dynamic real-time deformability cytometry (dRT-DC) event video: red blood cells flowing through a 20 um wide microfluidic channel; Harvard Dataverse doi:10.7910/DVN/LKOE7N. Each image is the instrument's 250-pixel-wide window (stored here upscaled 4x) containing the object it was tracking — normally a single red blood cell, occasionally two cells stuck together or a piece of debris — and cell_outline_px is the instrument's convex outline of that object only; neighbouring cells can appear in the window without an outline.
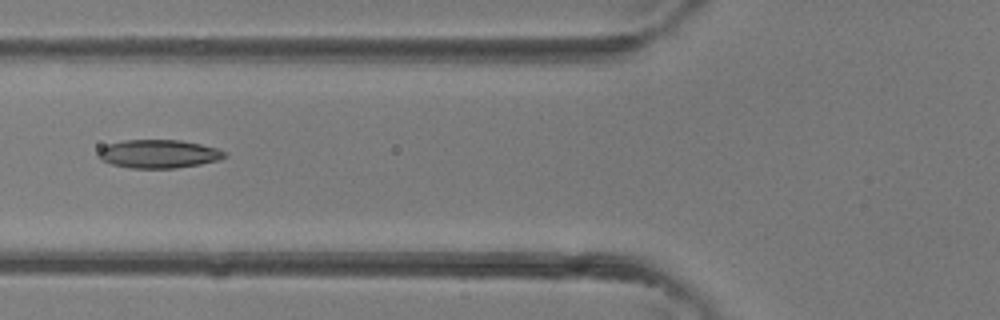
{"species": "common noctule bat (a hibernating species)", "species_latin": "Nyctalus noctula", "temperature_condition": "room temperature", "stored_images_in_passage": 3, "camera_frame_rate_fps": 3000, "um_per_image_px": 0.085, "animal": {"sex": "female"}, "frame": {"image": 1, "passage_image": 3, "time_ms": 0.667, "image_size_px": [1000, 320], "cell_outline_px": [[228, 156], [220, 160], [200, 164], [176, 168], [132, 168], [112, 164], [100, 160], [96, 156], [96, 152], [100, 148], [108, 144], [124, 140], [180, 140], [200, 144], [216, 148], [224, 152]], "centroid_in_image_um": [13.45, 13.08], "position_along_channel_um": 112.4, "area_um2": 20.98}}